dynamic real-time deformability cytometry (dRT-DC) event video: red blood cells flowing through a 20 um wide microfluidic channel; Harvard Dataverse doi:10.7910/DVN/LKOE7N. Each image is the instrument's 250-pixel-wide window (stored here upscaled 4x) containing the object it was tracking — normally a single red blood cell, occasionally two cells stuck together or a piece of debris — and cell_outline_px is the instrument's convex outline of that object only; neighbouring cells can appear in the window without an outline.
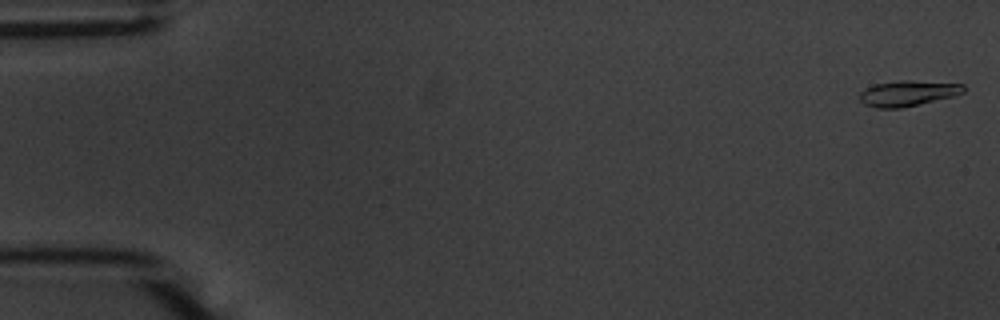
{"species": "common noctule bat (a hibernating species)", "species_latin": "Nyctalus noctula", "temperature_condition": "warm", "stored_images_in_passage": 55, "camera_frame_rate_fps": 3000, "um_per_image_px": 0.085, "animal": {"sex": "male", "body_mass_g": 20.1, "forearm_length_mm": 53.5}, "frame": {"image": 1, "passage_image": 1, "time_ms": 0.0, "image_size_px": [1000, 320], "cell_outline_px": [[964, 92], [956, 96], [900, 108], [876, 108], [864, 104], [860, 100], [860, 92], [876, 84], [900, 80], [908, 80], [964, 84]], "centroid_in_image_um": [77.19, 7.93], "position_along_channel_um": 7.8, "area_um2": 15.37}}
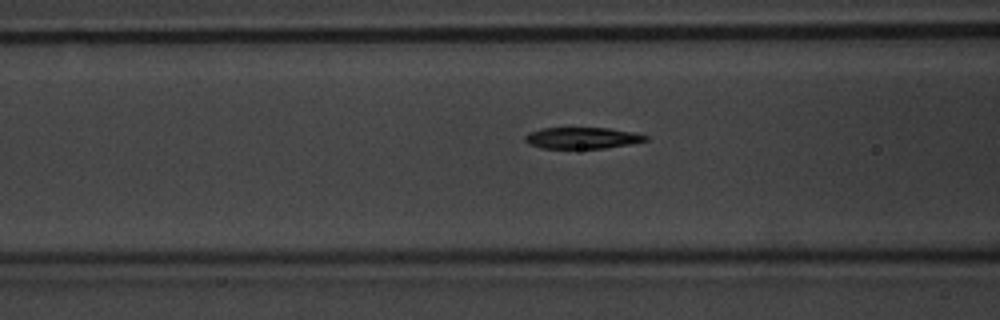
{"frame": {"image": 2, "passage_image": 22, "time_ms": 7.0, "image_size_px": [1000, 320], "cell_outline_px": [[648, 140], [628, 144], [604, 148], [540, 148], [528, 144], [524, 140], [524, 136], [528, 132], [540, 128], [608, 128], [632, 132], [648, 136]], "centroid_in_image_um": [49.42, 11.72], "position_along_channel_um": 117.2, "area_um2": 14.97}}
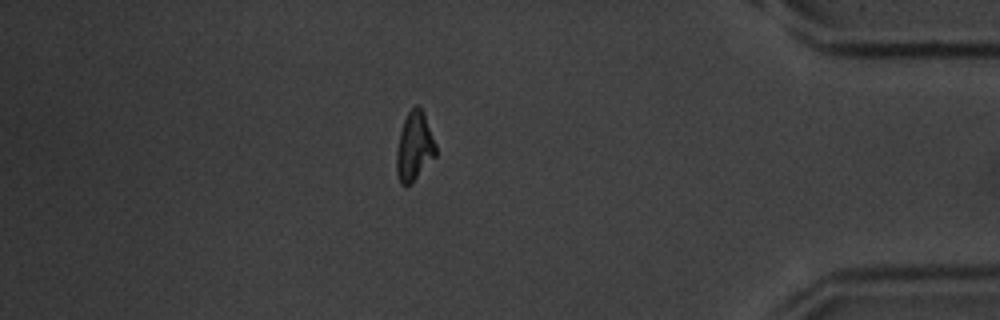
{"frame": {"image": 3, "passage_image": 48, "time_ms": 15.667, "image_size_px": [1000, 320], "cell_outline_px": [[436, 156], [412, 184], [404, 188], [400, 184], [396, 172], [396, 152], [400, 132], [404, 120], [408, 112], [416, 104], [424, 112], [436, 144]], "centroid_in_image_um": [35.22, 12.51], "position_along_channel_um": 400.0, "area_um2": 16.07}, "authors_computed_cell_mechanics": {"area_um2": 15.7794, "velocity_mm_per_s": 3.6706, "shape_relaxation_time_tau1_ms": 3.4531, "shape_relaxation_time_tau2_ms": 4.468, "deformation_change_tau1": 0.1832, "deformation_change_tau2": 0.1083}}